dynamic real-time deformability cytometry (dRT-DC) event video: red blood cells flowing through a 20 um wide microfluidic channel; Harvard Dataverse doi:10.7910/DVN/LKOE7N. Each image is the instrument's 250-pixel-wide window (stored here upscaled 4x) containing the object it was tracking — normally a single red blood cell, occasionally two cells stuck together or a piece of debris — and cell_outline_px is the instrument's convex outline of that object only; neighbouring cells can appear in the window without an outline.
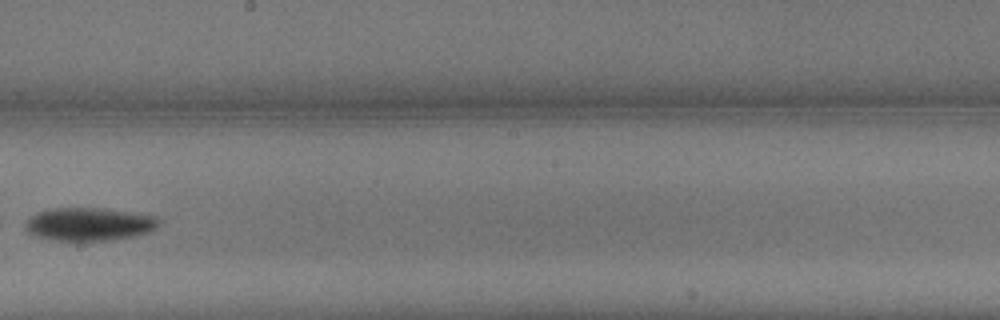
{"species": "common noctule bat (a hibernating species)", "species_latin": "Nyctalus noctula", "temperature_condition": "warm", "stored_images_in_passage": 16, "camera_frame_rate_fps": 3000, "um_per_image_px": 0.085, "animal": {"sex": "male", "body_mass_g": 13.3}, "frame": {"image": 1, "passage_image": 14, "time_ms": 4.333, "image_size_px": [1000, 320], "cell_outline_px": [[160, 220], [156, 228], [148, 232], [132, 236], [112, 240], [56, 240], [32, 236], [24, 228], [24, 224], [36, 212], [48, 208], [104, 208], [132, 212], [156, 216]], "centroid_in_image_um": [7.54, 19.04], "position_along_channel_um": 240.7, "area_um2": 25.84}}